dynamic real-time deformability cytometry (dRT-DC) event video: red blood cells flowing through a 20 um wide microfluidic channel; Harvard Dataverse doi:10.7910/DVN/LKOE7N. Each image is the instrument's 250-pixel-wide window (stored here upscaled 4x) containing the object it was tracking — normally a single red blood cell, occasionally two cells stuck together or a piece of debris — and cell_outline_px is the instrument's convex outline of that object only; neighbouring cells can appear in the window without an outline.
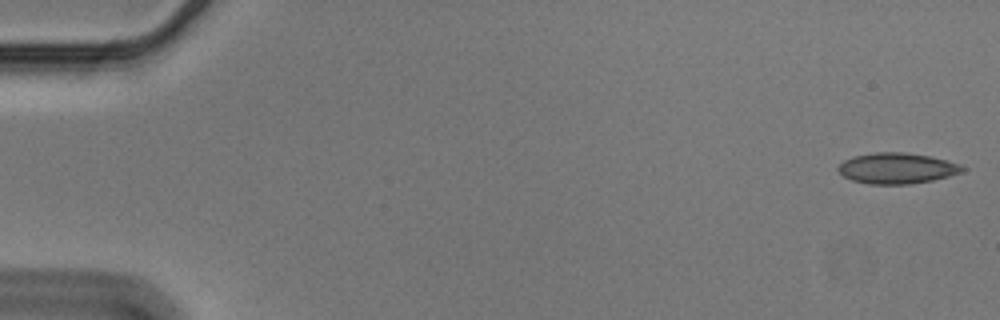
{"species": "Egyptian fruit bat (a non-hibernating species)", "species_latin": "Rousettus aegyptiacus", "temperature_condition": "cold", "stored_images_in_passage": 56, "camera_frame_rate_fps": 3000, "um_per_image_px": 0.085, "animal": {"sex": "male"}, "frame": {"image": 1, "passage_image": 1, "time_ms": 0.0, "image_size_px": [1000, 320], "cell_outline_px": [[968, 168], [964, 172], [932, 180], [908, 184], [868, 184], [852, 180], [844, 176], [836, 168], [844, 160], [856, 156], [876, 152], [904, 152], [932, 156], [948, 160], [960, 164]], "centroid_in_image_um": [76.29, 14.3], "position_along_channel_um": 8.7, "area_um2": 22.37}}
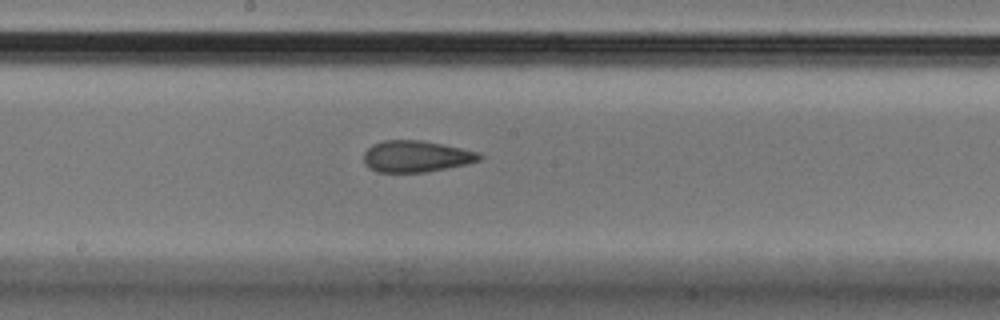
{"frame": {"image": 2, "passage_image": 30, "time_ms": 9.667, "image_size_px": [1000, 320], "cell_outline_px": [[484, 156], [480, 160], [468, 164], [428, 172], [376, 172], [364, 164], [364, 152], [372, 144], [384, 140], [420, 140], [480, 152]], "centroid_in_image_um": [35.38, 13.3], "position_along_channel_um": 212.8, "area_um2": 21.33}}
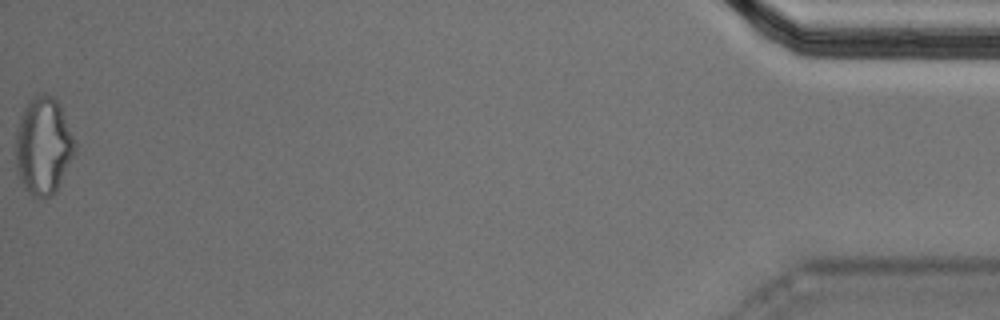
{"frame": {"image": 3, "passage_image": 56, "time_ms": 18.333, "image_size_px": [1000, 320], "cell_outline_px": [[76, 152], [56, 192], [52, 196], [32, 196], [24, 188], [20, 180], [16, 168], [16, 132], [20, 116], [24, 108], [32, 96], [44, 92], [56, 96], [60, 104], [76, 144]], "centroid_in_image_um": [3.69, 12.37], "position_along_channel_um": 431.5, "area_um2": 33.99}, "authors_computed_cell_mechanics": {"area_um2": 22.6287, "velocity_mm_per_s": 3.5773, "shape_relaxation_time_tau1_ms": null, "shape_relaxation_time_tau2_ms": 2.2692, "deformation_change_tau1": null, "deformation_change_tau2": 0.0834}}